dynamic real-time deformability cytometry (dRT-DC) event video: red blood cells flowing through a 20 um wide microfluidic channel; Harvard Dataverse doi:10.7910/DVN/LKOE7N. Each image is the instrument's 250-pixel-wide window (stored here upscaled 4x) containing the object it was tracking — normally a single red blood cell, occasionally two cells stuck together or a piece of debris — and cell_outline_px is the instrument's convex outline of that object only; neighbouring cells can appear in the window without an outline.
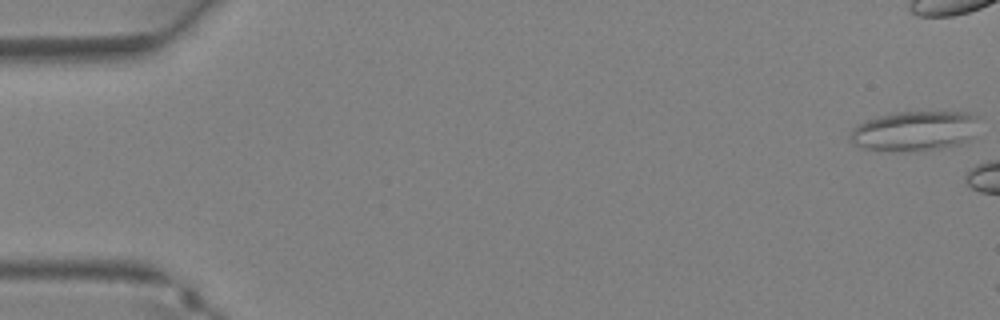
{"species": "Egyptian fruit bat (a non-hibernating species)", "species_latin": "Rousettus aegyptiacus", "temperature_condition": "warm", "stored_images_in_passage": 5, "camera_frame_rate_fps": 3000, "um_per_image_px": 0.085, "animal": {"sex": "female"}, "frame": {"image": 1, "passage_image": 1, "time_ms": 0.0, "image_size_px": [1000, 320], "cell_outline_px": [[980, 116], [972, 136], [964, 144], [944, 148], [908, 152], [880, 152], [864, 148], [852, 144], [848, 140], [848, 136], [852, 128], [856, 124], [880, 116], [900, 112], [968, 112]], "centroid_in_image_um": [77.71, 11.17], "position_along_channel_um": 7.3, "area_um2": 30.69}}